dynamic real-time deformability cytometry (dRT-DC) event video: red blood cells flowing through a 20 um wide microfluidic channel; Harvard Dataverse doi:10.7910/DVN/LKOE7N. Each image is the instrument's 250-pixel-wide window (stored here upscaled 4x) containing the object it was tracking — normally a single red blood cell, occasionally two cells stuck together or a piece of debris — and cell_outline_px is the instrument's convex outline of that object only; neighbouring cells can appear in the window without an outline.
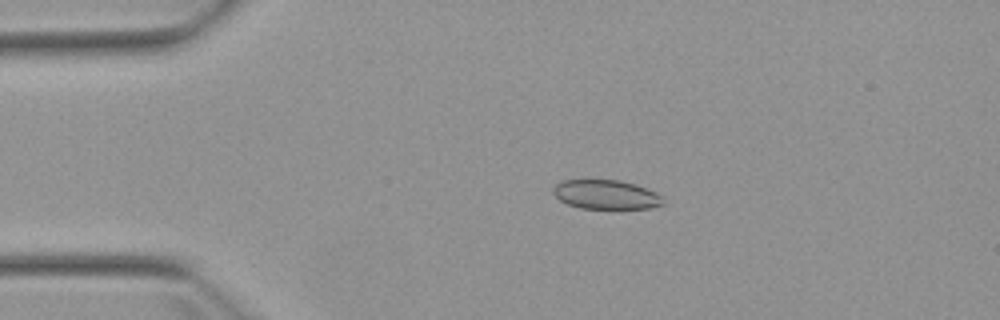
{"species": "Egyptian fruit bat (a non-hibernating species)", "species_latin": "Rousettus aegyptiacus", "temperature_condition": "warm", "stored_images_in_passage": 3, "camera_frame_rate_fps": 3000, "um_per_image_px": 0.085, "animal": {"sex": "female"}, "frame": {"image": 1, "passage_image": 2, "time_ms": 1.333, "image_size_px": [1000, 320], "cell_outline_px": [[664, 204], [652, 208], [580, 208], [568, 204], [560, 200], [552, 192], [552, 188], [556, 184], [564, 180], [620, 180], [636, 184], [656, 192], [660, 196]], "centroid_in_image_um": [51.5, 16.53], "position_along_channel_um": 33.5, "area_um2": 18.61}}